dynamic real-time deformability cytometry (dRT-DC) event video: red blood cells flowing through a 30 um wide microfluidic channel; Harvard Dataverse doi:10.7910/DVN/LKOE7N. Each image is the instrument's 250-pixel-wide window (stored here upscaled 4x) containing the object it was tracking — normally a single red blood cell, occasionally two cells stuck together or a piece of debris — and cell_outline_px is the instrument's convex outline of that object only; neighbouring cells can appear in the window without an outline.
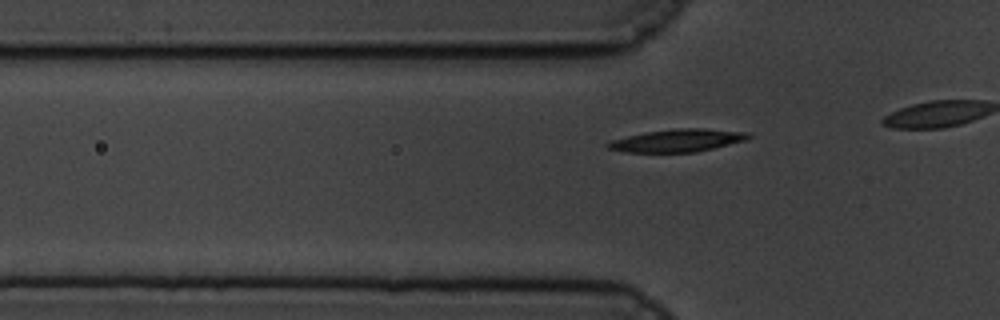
{"species": "common noctule bat (a hibernating species)", "species_latin": "Nyctalus noctula", "temperature_condition": "cold", "stored_images_in_passage": 16, "camera_frame_rate_fps": 3000, "um_per_image_px": 0.085, "animal": {"sex": "male", "body_mass_g": 19.5, "forearm_length_mm": 54.6}, "frame": {"image": 1, "passage_image": 10, "time_ms": 3.0, "image_size_px": [1000, 320], "cell_outline_px": [[752, 136], [744, 140], [696, 152], [624, 152], [608, 148], [604, 144], [612, 140], [628, 136], [648, 132], [676, 128], [704, 128], [748, 132]], "centroid_in_image_um": [57.57, 11.94], "position_along_channel_um": 68.2, "area_um2": 18.32}}
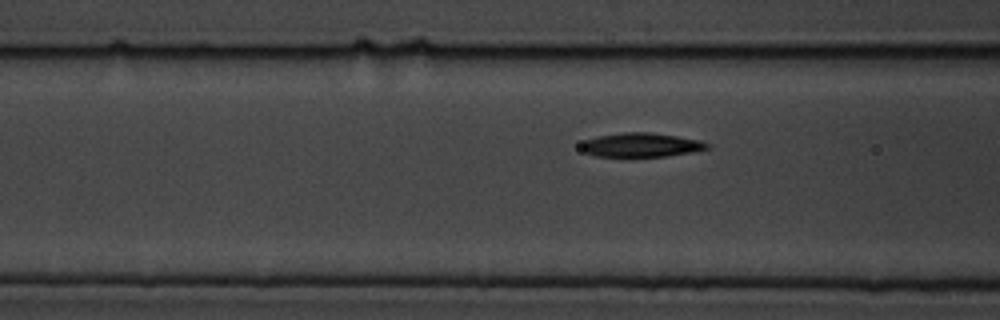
{"frame": {"image": 2, "passage_image": 14, "time_ms": 4.333, "image_size_px": [1000, 320], "cell_outline_px": [[712, 148], [692, 152], [668, 156], [596, 156], [584, 152], [580, 148], [580, 144], [584, 140], [600, 136], [624, 132], [648, 132], [676, 136], [700, 140], [712, 144]], "centroid_in_image_um": [54.54, 12.32], "position_along_channel_um": 112.1, "area_um2": 17.69}}